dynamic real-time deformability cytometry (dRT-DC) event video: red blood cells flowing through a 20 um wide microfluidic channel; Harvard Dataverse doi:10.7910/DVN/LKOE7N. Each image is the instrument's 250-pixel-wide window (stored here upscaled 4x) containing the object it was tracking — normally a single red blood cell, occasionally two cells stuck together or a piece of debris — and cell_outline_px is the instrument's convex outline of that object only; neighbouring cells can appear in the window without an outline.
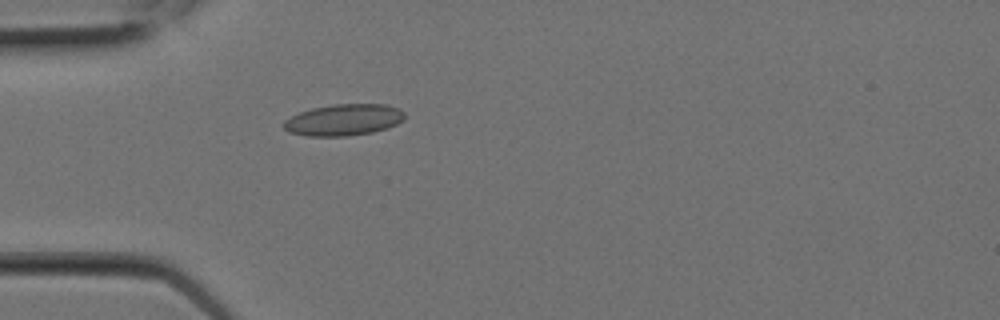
{"species": "Egyptian fruit bat (a non-hibernating species)", "species_latin": "Rousettus aegyptiacus", "temperature_condition": "room temperature", "stored_images_in_passage": 1, "camera_frame_rate_fps": 3000, "um_per_image_px": 0.085, "animal": {"sex": "female"}, "frame": {"image": 1, "passage_image": 1, "time_ms": 0.0, "image_size_px": [1000, 320], "cell_outline_px": [[404, 120], [388, 128], [372, 132], [348, 136], [308, 136], [288, 132], [284, 128], [284, 120], [300, 112], [312, 108], [332, 104], [388, 104], [400, 108], [404, 112]], "centroid_in_image_um": [29.24, 10.18], "position_along_channel_um": 55.8, "area_um2": 22.31}}